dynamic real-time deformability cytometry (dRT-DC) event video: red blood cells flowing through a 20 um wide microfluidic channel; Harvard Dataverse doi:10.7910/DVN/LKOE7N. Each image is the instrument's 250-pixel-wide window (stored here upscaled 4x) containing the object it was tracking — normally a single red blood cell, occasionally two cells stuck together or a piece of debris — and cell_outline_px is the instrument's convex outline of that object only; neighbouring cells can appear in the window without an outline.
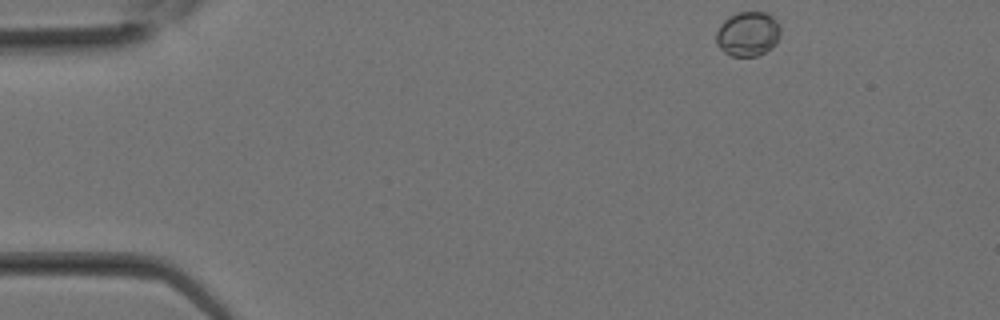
{"species": "Egyptian fruit bat (a non-hibernating species)", "species_latin": "Rousettus aegyptiacus", "temperature_condition": "room temperature", "stored_images_in_passage": 28, "camera_frame_rate_fps": 3000, "um_per_image_px": 0.085, "animal": {"sex": "female"}, "frame": {"image": 1, "passage_image": 1, "time_ms": 0.0, "image_size_px": [1000, 320], "cell_outline_px": [[780, 36], [776, 44], [772, 48], [756, 56], [732, 56], [724, 52], [716, 44], [716, 32], [720, 24], [724, 20], [740, 12], [764, 12], [772, 16], [780, 24]], "centroid_in_image_um": [63.58, 2.89], "position_along_channel_um": 21.4, "area_um2": 16.76}}
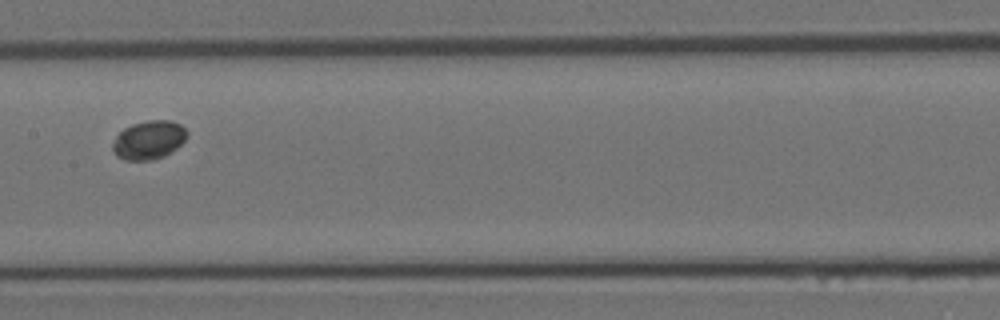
{"frame": {"image": 2, "passage_image": 13, "time_ms": 4.0, "image_size_px": [1000, 320], "cell_outline_px": [[188, 136], [176, 148], [164, 156], [152, 160], [124, 160], [116, 156], [112, 152], [112, 144], [116, 136], [124, 128], [132, 124], [148, 120], [168, 120], [180, 124], [188, 132]], "centroid_in_image_um": [12.62, 11.9], "position_along_channel_um": 194.8, "area_um2": 16.76}}
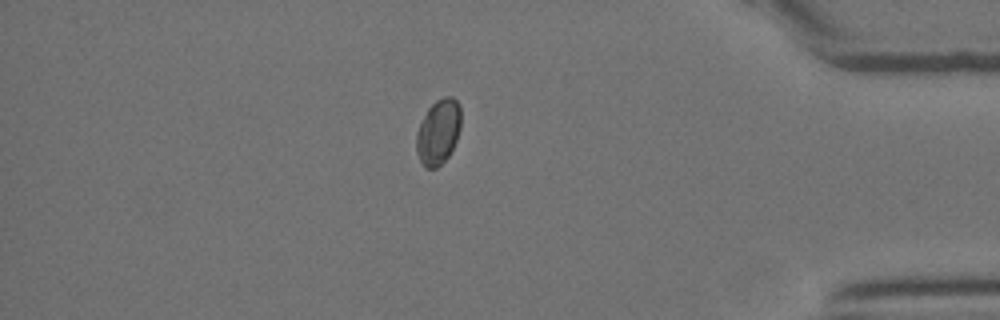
{"frame": {"image": 3, "passage_image": 24, "time_ms": 7.667, "image_size_px": [1000, 320], "cell_outline_px": [[460, 128], [456, 140], [448, 156], [436, 168], [424, 168], [416, 152], [416, 132], [428, 108], [436, 100], [444, 96], [452, 96], [460, 104]], "centroid_in_image_um": [37.25, 11.2], "position_along_channel_um": 398.0, "area_um2": 16.88}}